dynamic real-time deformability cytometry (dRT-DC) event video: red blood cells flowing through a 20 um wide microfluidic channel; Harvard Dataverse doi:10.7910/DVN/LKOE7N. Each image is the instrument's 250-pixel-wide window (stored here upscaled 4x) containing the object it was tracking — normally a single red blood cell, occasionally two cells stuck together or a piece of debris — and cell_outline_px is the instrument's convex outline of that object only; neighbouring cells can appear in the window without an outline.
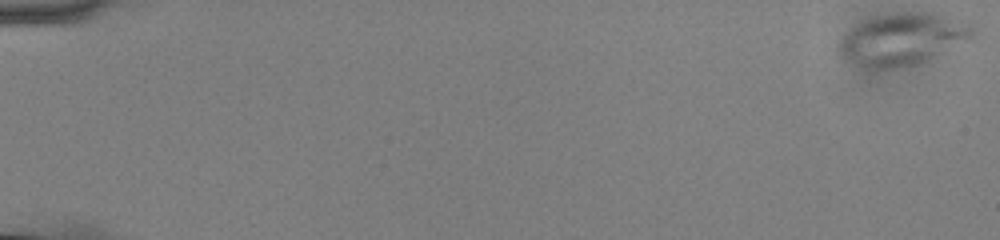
{"species": "common noctule bat (a hibernating species)", "species_latin": "Nyctalus noctula", "temperature_condition": "cold", "stored_images_in_passage": 17, "camera_frame_rate_fps": 3000, "um_per_image_px": 0.085, "animal": {"sex": "male", "body_mass_g": 13.0, "forearm_length_mm": 53.1}, "frame": {"image": 1, "passage_image": 1, "time_ms": 0.0, "image_size_px": [1000, 240], "cell_outline_px": [[976, 28], [972, 40], [916, 64], [892, 68], [876, 68], [860, 64], [844, 52], [840, 48], [840, 36], [852, 28], [860, 24], [884, 16], [936, 16], [972, 20]], "centroid_in_image_um": [76.89, 3.37], "position_along_channel_um": 8.1, "area_um2": 37.97}}